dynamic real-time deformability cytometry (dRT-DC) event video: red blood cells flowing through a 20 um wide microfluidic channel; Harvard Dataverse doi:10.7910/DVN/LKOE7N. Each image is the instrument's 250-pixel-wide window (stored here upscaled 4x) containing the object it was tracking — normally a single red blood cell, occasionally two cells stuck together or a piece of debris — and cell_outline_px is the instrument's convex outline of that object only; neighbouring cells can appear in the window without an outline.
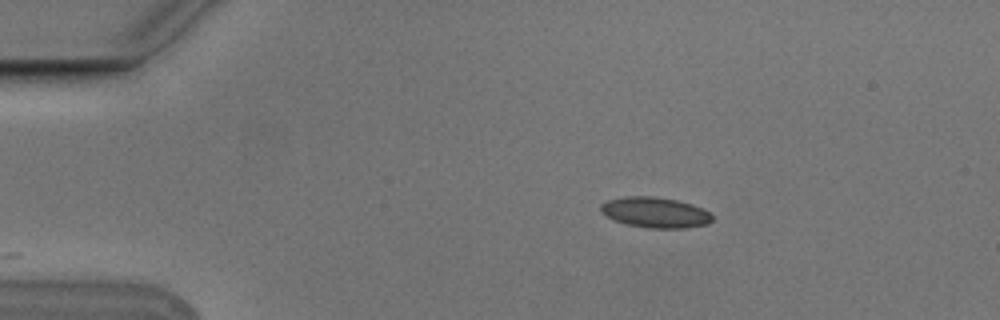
{"species": "Egyptian fruit bat (a non-hibernating species)", "species_latin": "Rousettus aegyptiacus", "temperature_condition": "cold", "stored_images_in_passage": 4, "camera_frame_rate_fps": 3000, "um_per_image_px": 0.085, "animal": {"sex": "male"}, "frame": {"image": 1, "passage_image": 1, "time_ms": 0.0, "image_size_px": [1000, 320], "cell_outline_px": [[712, 220], [708, 224], [684, 228], [648, 228], [628, 224], [616, 220], [600, 212], [600, 204], [608, 200], [624, 196], [652, 196], [676, 200], [692, 204], [704, 208], [712, 216]], "centroid_in_image_um": [55.7, 18.05], "position_along_channel_um": 29.3, "area_um2": 19.77}}
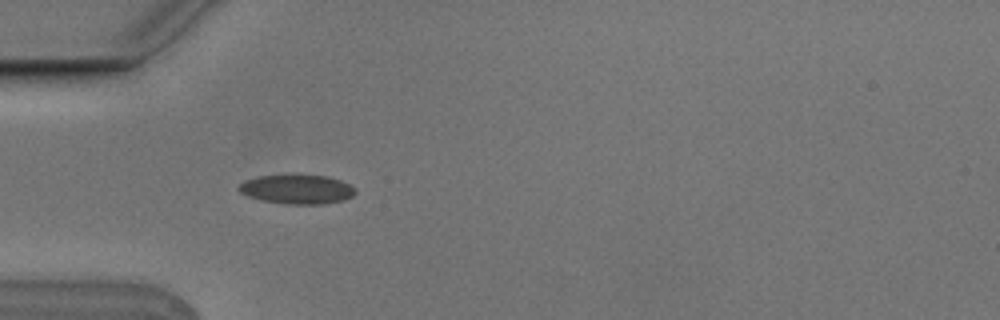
{"frame": {"image": 2, "passage_image": 3, "time_ms": 0.667, "image_size_px": [1000, 320], "cell_outline_px": [[356, 192], [352, 196], [344, 200], [324, 204], [284, 204], [260, 200], [248, 196], [240, 192], [236, 188], [244, 180], [256, 176], [292, 172], [296, 172], [328, 176], [340, 180], [356, 188]], "centroid_in_image_um": [25.21, 16.04], "position_along_channel_um": 59.8, "area_um2": 20.87}}
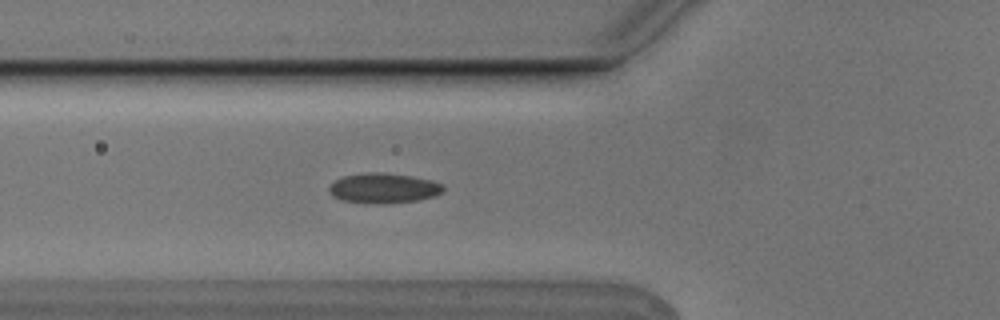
{"frame": {"image": 3, "passage_image": 4, "time_ms": 1.0, "image_size_px": [1000, 320], "cell_outline_px": [[444, 192], [436, 196], [420, 200], [384, 204], [368, 204], [340, 200], [332, 196], [328, 188], [336, 180], [344, 176], [364, 172], [384, 172], [412, 176], [432, 180], [444, 184]], "centroid_in_image_um": [32.64, 16.0], "position_along_channel_um": 93.2, "area_um2": 20.46}}